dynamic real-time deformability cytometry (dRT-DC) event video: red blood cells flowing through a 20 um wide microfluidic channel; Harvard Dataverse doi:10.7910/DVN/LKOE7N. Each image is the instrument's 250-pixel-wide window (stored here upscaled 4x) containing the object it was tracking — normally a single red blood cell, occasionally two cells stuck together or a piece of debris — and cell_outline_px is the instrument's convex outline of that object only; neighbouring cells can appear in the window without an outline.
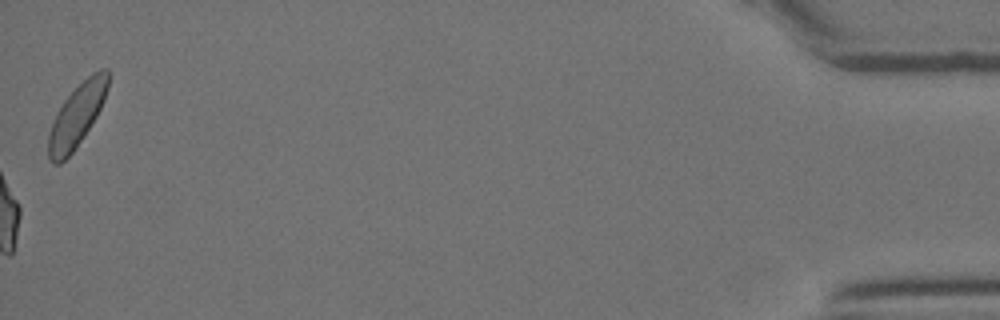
{"species": "Egyptian fruit bat (a non-hibernating species)", "species_latin": "Rousettus aegyptiacus", "temperature_condition": "room temperature", "stored_images_in_passage": 28, "camera_frame_rate_fps": 3000, "um_per_image_px": 0.085, "animal": {"sex": "female"}, "frame": {"image": 1, "passage_image": 28, "time_ms": 9.0, "image_size_px": [1000, 320], "cell_outline_px": [[108, 88], [104, 100], [96, 116], [84, 136], [76, 148], [60, 164], [52, 164], [48, 156], [48, 132], [64, 100], [92, 72], [100, 68], [108, 68]], "centroid_in_image_um": [6.53, 9.83], "position_along_channel_um": 428.7, "area_um2": 21.44}}